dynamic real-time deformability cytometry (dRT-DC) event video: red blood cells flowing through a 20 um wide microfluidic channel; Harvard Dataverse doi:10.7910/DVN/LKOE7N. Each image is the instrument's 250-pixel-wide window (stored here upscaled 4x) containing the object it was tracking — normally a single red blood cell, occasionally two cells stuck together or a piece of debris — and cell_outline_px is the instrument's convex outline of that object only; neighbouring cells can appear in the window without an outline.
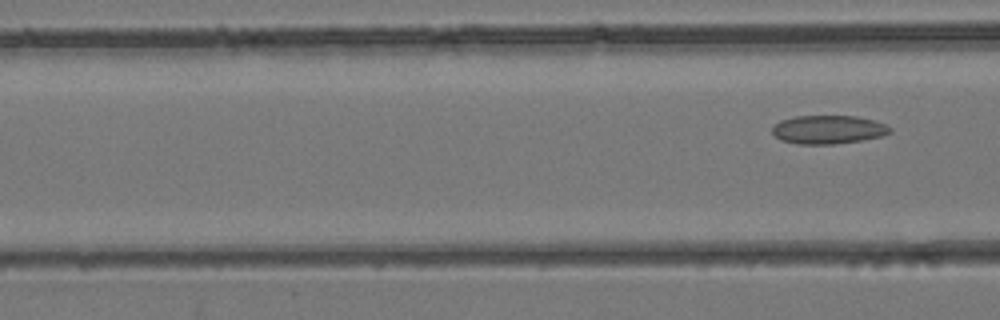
{"species": "common noctule bat (a hibernating species)", "species_latin": "Nyctalus noctula", "temperature_condition": "room temperature", "stored_images_in_passage": 4, "camera_frame_rate_fps": 3000, "um_per_image_px": 0.085, "animal": {"sex": "female", "body_mass_g": 24.6, "forearm_length_mm": 56.2}, "frame": {"image": 1, "passage_image": 4, "time_ms": 1.0, "image_size_px": [1000, 320], "cell_outline_px": [[892, 132], [880, 136], [860, 140], [836, 144], [796, 144], [780, 140], [772, 132], [772, 124], [780, 120], [796, 116], [856, 116], [872, 120], [884, 124], [892, 128]], "centroid_in_image_um": [70.35, 11.01], "position_along_channel_um": 96.3, "area_um2": 19.59}}